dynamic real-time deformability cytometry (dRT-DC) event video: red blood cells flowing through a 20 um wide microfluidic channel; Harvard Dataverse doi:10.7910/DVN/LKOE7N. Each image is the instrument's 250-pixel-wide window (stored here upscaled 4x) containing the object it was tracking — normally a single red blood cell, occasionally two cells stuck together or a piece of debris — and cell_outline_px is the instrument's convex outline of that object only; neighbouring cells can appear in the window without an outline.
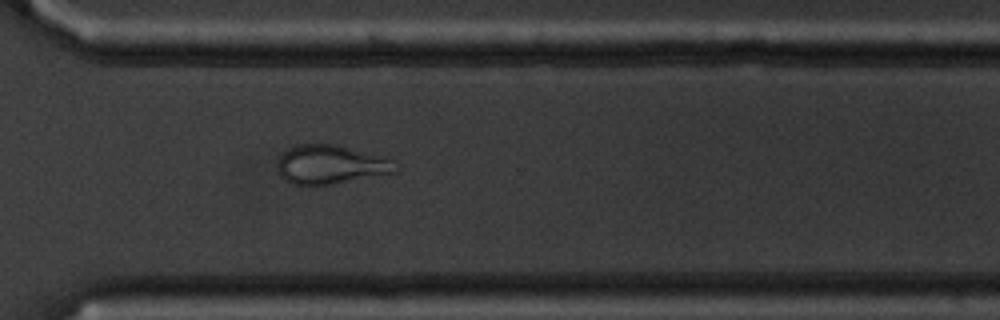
{"species": "common noctule bat (a hibernating species)", "species_latin": "Nyctalus noctula", "temperature_condition": "cold", "stored_images_in_passage": 13, "camera_frame_rate_fps": 3000, "um_per_image_px": 0.085, "animal": {"sex": "male", "body_mass_g": 20.1, "forearm_length_mm": 53.5}, "frame": {"image": 1, "passage_image": 13, "time_ms": 14.667, "image_size_px": [1000, 320], "cell_outline_px": [[400, 172], [316, 188], [308, 188], [292, 184], [284, 180], [280, 176], [280, 156], [288, 148], [296, 144], [336, 144], [388, 156], [400, 168]], "centroid_in_image_um": [28.19, 14.03], "position_along_channel_um": 342.4, "area_um2": 28.03}}